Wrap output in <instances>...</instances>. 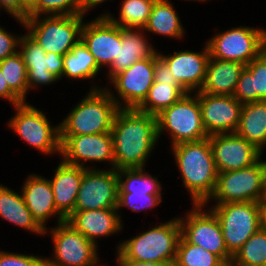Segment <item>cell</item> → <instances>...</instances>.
<instances>
[{"label":"cell","instance_id":"6da1fadb","mask_svg":"<svg viewBox=\"0 0 266 266\" xmlns=\"http://www.w3.org/2000/svg\"><path fill=\"white\" fill-rule=\"evenodd\" d=\"M110 132L114 169L144 168L158 141L157 117L136 108H120Z\"/></svg>","mask_w":266,"mask_h":266},{"label":"cell","instance_id":"7a4b0ae2","mask_svg":"<svg viewBox=\"0 0 266 266\" xmlns=\"http://www.w3.org/2000/svg\"><path fill=\"white\" fill-rule=\"evenodd\" d=\"M171 148L192 203L208 204L218 177L209 137L196 142H183Z\"/></svg>","mask_w":266,"mask_h":266},{"label":"cell","instance_id":"3957f363","mask_svg":"<svg viewBox=\"0 0 266 266\" xmlns=\"http://www.w3.org/2000/svg\"><path fill=\"white\" fill-rule=\"evenodd\" d=\"M91 86L90 92L61 121L60 136L110 132L120 109L106 88Z\"/></svg>","mask_w":266,"mask_h":266},{"label":"cell","instance_id":"277c9868","mask_svg":"<svg viewBox=\"0 0 266 266\" xmlns=\"http://www.w3.org/2000/svg\"><path fill=\"white\" fill-rule=\"evenodd\" d=\"M180 237L181 225L177 217L121 242L117 247V259L175 263Z\"/></svg>","mask_w":266,"mask_h":266},{"label":"cell","instance_id":"5b68a950","mask_svg":"<svg viewBox=\"0 0 266 266\" xmlns=\"http://www.w3.org/2000/svg\"><path fill=\"white\" fill-rule=\"evenodd\" d=\"M84 17L81 14L28 17L23 26L46 53L64 56L81 39Z\"/></svg>","mask_w":266,"mask_h":266},{"label":"cell","instance_id":"8992f818","mask_svg":"<svg viewBox=\"0 0 266 266\" xmlns=\"http://www.w3.org/2000/svg\"><path fill=\"white\" fill-rule=\"evenodd\" d=\"M193 95L187 93L179 101L156 115L158 139L165 130L171 136L172 146L209 137L202 124L198 92Z\"/></svg>","mask_w":266,"mask_h":266},{"label":"cell","instance_id":"52a82bcc","mask_svg":"<svg viewBox=\"0 0 266 266\" xmlns=\"http://www.w3.org/2000/svg\"><path fill=\"white\" fill-rule=\"evenodd\" d=\"M206 43L210 57L246 66L266 49V30L235 27L214 35Z\"/></svg>","mask_w":266,"mask_h":266},{"label":"cell","instance_id":"ba28073f","mask_svg":"<svg viewBox=\"0 0 266 266\" xmlns=\"http://www.w3.org/2000/svg\"><path fill=\"white\" fill-rule=\"evenodd\" d=\"M266 196L265 172L260 159L253 166L218 173L213 195L216 204L259 202Z\"/></svg>","mask_w":266,"mask_h":266},{"label":"cell","instance_id":"9c48e42d","mask_svg":"<svg viewBox=\"0 0 266 266\" xmlns=\"http://www.w3.org/2000/svg\"><path fill=\"white\" fill-rule=\"evenodd\" d=\"M8 126L27 144L46 155L61 154L60 127L51 126L46 115L29 103L15 105Z\"/></svg>","mask_w":266,"mask_h":266},{"label":"cell","instance_id":"30bf717a","mask_svg":"<svg viewBox=\"0 0 266 266\" xmlns=\"http://www.w3.org/2000/svg\"><path fill=\"white\" fill-rule=\"evenodd\" d=\"M210 209L220 222L225 246L232 256L260 229L258 202L215 204Z\"/></svg>","mask_w":266,"mask_h":266},{"label":"cell","instance_id":"8fae6325","mask_svg":"<svg viewBox=\"0 0 266 266\" xmlns=\"http://www.w3.org/2000/svg\"><path fill=\"white\" fill-rule=\"evenodd\" d=\"M53 258H44L49 266H97V244L88 240L66 220L51 229Z\"/></svg>","mask_w":266,"mask_h":266},{"label":"cell","instance_id":"7c38bea8","mask_svg":"<svg viewBox=\"0 0 266 266\" xmlns=\"http://www.w3.org/2000/svg\"><path fill=\"white\" fill-rule=\"evenodd\" d=\"M193 208L186 218H178L181 225V235L191 244L200 246L222 261H232L228 252L220 222L214 212L204 211L205 204H192Z\"/></svg>","mask_w":266,"mask_h":266},{"label":"cell","instance_id":"4fadbf2b","mask_svg":"<svg viewBox=\"0 0 266 266\" xmlns=\"http://www.w3.org/2000/svg\"><path fill=\"white\" fill-rule=\"evenodd\" d=\"M158 57L159 53L154 57L137 61L110 79L118 96L115 97L110 88H105L119 108H137L144 101L154 82V62Z\"/></svg>","mask_w":266,"mask_h":266},{"label":"cell","instance_id":"5bb4252c","mask_svg":"<svg viewBox=\"0 0 266 266\" xmlns=\"http://www.w3.org/2000/svg\"><path fill=\"white\" fill-rule=\"evenodd\" d=\"M118 174L116 169H85L75 211L117 208Z\"/></svg>","mask_w":266,"mask_h":266},{"label":"cell","instance_id":"9a60e30c","mask_svg":"<svg viewBox=\"0 0 266 266\" xmlns=\"http://www.w3.org/2000/svg\"><path fill=\"white\" fill-rule=\"evenodd\" d=\"M60 142V155L65 163L91 169L85 163L89 161L98 163L109 161L110 165H112L111 169H114V147L111 132L92 135L60 136Z\"/></svg>","mask_w":266,"mask_h":266},{"label":"cell","instance_id":"2e32d148","mask_svg":"<svg viewBox=\"0 0 266 266\" xmlns=\"http://www.w3.org/2000/svg\"><path fill=\"white\" fill-rule=\"evenodd\" d=\"M19 53L27 69L28 91L41 85H49L62 78L63 55L45 50L27 33L19 40Z\"/></svg>","mask_w":266,"mask_h":266},{"label":"cell","instance_id":"e0dca14e","mask_svg":"<svg viewBox=\"0 0 266 266\" xmlns=\"http://www.w3.org/2000/svg\"><path fill=\"white\" fill-rule=\"evenodd\" d=\"M218 173L240 170L256 164L262 151L236 133L209 136Z\"/></svg>","mask_w":266,"mask_h":266},{"label":"cell","instance_id":"ac0fdd59","mask_svg":"<svg viewBox=\"0 0 266 266\" xmlns=\"http://www.w3.org/2000/svg\"><path fill=\"white\" fill-rule=\"evenodd\" d=\"M198 99L202 124L208 136L236 132L243 104L234 96L198 92Z\"/></svg>","mask_w":266,"mask_h":266},{"label":"cell","instance_id":"d6986e66","mask_svg":"<svg viewBox=\"0 0 266 266\" xmlns=\"http://www.w3.org/2000/svg\"><path fill=\"white\" fill-rule=\"evenodd\" d=\"M81 40L94 56L98 66L109 67L118 56L121 45V27L111 22L107 17L83 23Z\"/></svg>","mask_w":266,"mask_h":266},{"label":"cell","instance_id":"ffe728a7","mask_svg":"<svg viewBox=\"0 0 266 266\" xmlns=\"http://www.w3.org/2000/svg\"><path fill=\"white\" fill-rule=\"evenodd\" d=\"M203 51V52H202ZM201 52L179 51L174 54L159 57L168 65L177 82L188 92H199L203 85L206 67L210 57L207 43ZM195 89V90H194ZM198 89V90H197Z\"/></svg>","mask_w":266,"mask_h":266},{"label":"cell","instance_id":"44dd1931","mask_svg":"<svg viewBox=\"0 0 266 266\" xmlns=\"http://www.w3.org/2000/svg\"><path fill=\"white\" fill-rule=\"evenodd\" d=\"M36 175H28L20 192L33 218L46 233L48 232L45 226L47 219L53 217V215L55 217L58 215L56 223H61L66 218L56 208L49 179Z\"/></svg>","mask_w":266,"mask_h":266},{"label":"cell","instance_id":"7402d4cb","mask_svg":"<svg viewBox=\"0 0 266 266\" xmlns=\"http://www.w3.org/2000/svg\"><path fill=\"white\" fill-rule=\"evenodd\" d=\"M118 211L117 208L74 211L66 221L97 244V238L109 237L124 228Z\"/></svg>","mask_w":266,"mask_h":266},{"label":"cell","instance_id":"603a6c76","mask_svg":"<svg viewBox=\"0 0 266 266\" xmlns=\"http://www.w3.org/2000/svg\"><path fill=\"white\" fill-rule=\"evenodd\" d=\"M85 168L65 163L57 166L49 179L57 210L67 219L74 211Z\"/></svg>","mask_w":266,"mask_h":266},{"label":"cell","instance_id":"cb8c5ba5","mask_svg":"<svg viewBox=\"0 0 266 266\" xmlns=\"http://www.w3.org/2000/svg\"><path fill=\"white\" fill-rule=\"evenodd\" d=\"M148 43L143 29L121 28V45L118 56L108 67L107 78L110 79L129 68L135 62L154 57L158 52Z\"/></svg>","mask_w":266,"mask_h":266},{"label":"cell","instance_id":"d4e9b609","mask_svg":"<svg viewBox=\"0 0 266 266\" xmlns=\"http://www.w3.org/2000/svg\"><path fill=\"white\" fill-rule=\"evenodd\" d=\"M246 66L236 61H224L209 57L206 75L199 92L233 96L237 82Z\"/></svg>","mask_w":266,"mask_h":266},{"label":"cell","instance_id":"484cf974","mask_svg":"<svg viewBox=\"0 0 266 266\" xmlns=\"http://www.w3.org/2000/svg\"><path fill=\"white\" fill-rule=\"evenodd\" d=\"M233 96L241 104L266 100V49L246 65Z\"/></svg>","mask_w":266,"mask_h":266},{"label":"cell","instance_id":"4316f807","mask_svg":"<svg viewBox=\"0 0 266 266\" xmlns=\"http://www.w3.org/2000/svg\"><path fill=\"white\" fill-rule=\"evenodd\" d=\"M0 217L24 230L45 235V230L36 222L27 208L22 194L0 184Z\"/></svg>","mask_w":266,"mask_h":266},{"label":"cell","instance_id":"83f0119b","mask_svg":"<svg viewBox=\"0 0 266 266\" xmlns=\"http://www.w3.org/2000/svg\"><path fill=\"white\" fill-rule=\"evenodd\" d=\"M235 133L263 152L266 145V100L243 104Z\"/></svg>","mask_w":266,"mask_h":266},{"label":"cell","instance_id":"f1b7e54d","mask_svg":"<svg viewBox=\"0 0 266 266\" xmlns=\"http://www.w3.org/2000/svg\"><path fill=\"white\" fill-rule=\"evenodd\" d=\"M172 4L168 0H155L148 22L143 30L169 38L180 39L183 37L185 29H183Z\"/></svg>","mask_w":266,"mask_h":266},{"label":"cell","instance_id":"f546056e","mask_svg":"<svg viewBox=\"0 0 266 266\" xmlns=\"http://www.w3.org/2000/svg\"><path fill=\"white\" fill-rule=\"evenodd\" d=\"M94 56L80 39L74 47L64 55L62 77L71 79H92L100 72Z\"/></svg>","mask_w":266,"mask_h":266},{"label":"cell","instance_id":"4dcf8cb0","mask_svg":"<svg viewBox=\"0 0 266 266\" xmlns=\"http://www.w3.org/2000/svg\"><path fill=\"white\" fill-rule=\"evenodd\" d=\"M144 170V168L117 170L119 193L162 195L161 182L157 181V177L146 173Z\"/></svg>","mask_w":266,"mask_h":266},{"label":"cell","instance_id":"1f68e13d","mask_svg":"<svg viewBox=\"0 0 266 266\" xmlns=\"http://www.w3.org/2000/svg\"><path fill=\"white\" fill-rule=\"evenodd\" d=\"M187 93L181 85L153 82L146 98L136 109L156 116L163 109L179 101Z\"/></svg>","mask_w":266,"mask_h":266},{"label":"cell","instance_id":"d6a6232c","mask_svg":"<svg viewBox=\"0 0 266 266\" xmlns=\"http://www.w3.org/2000/svg\"><path fill=\"white\" fill-rule=\"evenodd\" d=\"M155 0H123L119 18H114L111 13L101 14L121 28L144 29L146 26Z\"/></svg>","mask_w":266,"mask_h":266},{"label":"cell","instance_id":"836d02e7","mask_svg":"<svg viewBox=\"0 0 266 266\" xmlns=\"http://www.w3.org/2000/svg\"><path fill=\"white\" fill-rule=\"evenodd\" d=\"M0 70L4 74L9 88L23 101L28 93L27 69L19 51L0 61Z\"/></svg>","mask_w":266,"mask_h":266},{"label":"cell","instance_id":"e575fe53","mask_svg":"<svg viewBox=\"0 0 266 266\" xmlns=\"http://www.w3.org/2000/svg\"><path fill=\"white\" fill-rule=\"evenodd\" d=\"M266 263V231L259 229L234 254L233 266H264Z\"/></svg>","mask_w":266,"mask_h":266},{"label":"cell","instance_id":"d590c367","mask_svg":"<svg viewBox=\"0 0 266 266\" xmlns=\"http://www.w3.org/2000/svg\"><path fill=\"white\" fill-rule=\"evenodd\" d=\"M222 260L206 249L189 243L182 235L174 266H218Z\"/></svg>","mask_w":266,"mask_h":266},{"label":"cell","instance_id":"8d00e7d4","mask_svg":"<svg viewBox=\"0 0 266 266\" xmlns=\"http://www.w3.org/2000/svg\"><path fill=\"white\" fill-rule=\"evenodd\" d=\"M81 0H38L37 4L28 12V17H37L42 14L77 15L80 11Z\"/></svg>","mask_w":266,"mask_h":266},{"label":"cell","instance_id":"74e56055","mask_svg":"<svg viewBox=\"0 0 266 266\" xmlns=\"http://www.w3.org/2000/svg\"><path fill=\"white\" fill-rule=\"evenodd\" d=\"M162 201V195H144L133 193H119L117 209L128 207L133 212L141 211L147 208L152 209L158 206Z\"/></svg>","mask_w":266,"mask_h":266},{"label":"cell","instance_id":"f35d334b","mask_svg":"<svg viewBox=\"0 0 266 266\" xmlns=\"http://www.w3.org/2000/svg\"><path fill=\"white\" fill-rule=\"evenodd\" d=\"M44 258L0 250V266H37Z\"/></svg>","mask_w":266,"mask_h":266},{"label":"cell","instance_id":"ab89813d","mask_svg":"<svg viewBox=\"0 0 266 266\" xmlns=\"http://www.w3.org/2000/svg\"><path fill=\"white\" fill-rule=\"evenodd\" d=\"M20 38L21 36H14L0 27V61L18 51Z\"/></svg>","mask_w":266,"mask_h":266},{"label":"cell","instance_id":"60d3db41","mask_svg":"<svg viewBox=\"0 0 266 266\" xmlns=\"http://www.w3.org/2000/svg\"><path fill=\"white\" fill-rule=\"evenodd\" d=\"M154 82L180 85L172 75V71L168 68V65L160 57L154 62Z\"/></svg>","mask_w":266,"mask_h":266},{"label":"cell","instance_id":"b9f144b4","mask_svg":"<svg viewBox=\"0 0 266 266\" xmlns=\"http://www.w3.org/2000/svg\"><path fill=\"white\" fill-rule=\"evenodd\" d=\"M0 4L8 14L24 25L29 11L22 5L21 0H0Z\"/></svg>","mask_w":266,"mask_h":266},{"label":"cell","instance_id":"7bdbcfd3","mask_svg":"<svg viewBox=\"0 0 266 266\" xmlns=\"http://www.w3.org/2000/svg\"><path fill=\"white\" fill-rule=\"evenodd\" d=\"M0 98L8 100L13 106L23 103V101L9 88L5 81L4 74L0 70Z\"/></svg>","mask_w":266,"mask_h":266},{"label":"cell","instance_id":"ee69618b","mask_svg":"<svg viewBox=\"0 0 266 266\" xmlns=\"http://www.w3.org/2000/svg\"><path fill=\"white\" fill-rule=\"evenodd\" d=\"M118 266H174V263L166 262H142L131 259H117Z\"/></svg>","mask_w":266,"mask_h":266},{"label":"cell","instance_id":"f6af8a7d","mask_svg":"<svg viewBox=\"0 0 266 266\" xmlns=\"http://www.w3.org/2000/svg\"><path fill=\"white\" fill-rule=\"evenodd\" d=\"M260 229L266 231V196L258 202Z\"/></svg>","mask_w":266,"mask_h":266},{"label":"cell","instance_id":"bcb514c9","mask_svg":"<svg viewBox=\"0 0 266 266\" xmlns=\"http://www.w3.org/2000/svg\"><path fill=\"white\" fill-rule=\"evenodd\" d=\"M107 0H81V4H80V11H81V15H85L87 13V11L96 6H98V4H101L103 2H105Z\"/></svg>","mask_w":266,"mask_h":266},{"label":"cell","instance_id":"7dc6e473","mask_svg":"<svg viewBox=\"0 0 266 266\" xmlns=\"http://www.w3.org/2000/svg\"><path fill=\"white\" fill-rule=\"evenodd\" d=\"M22 5L30 11L38 2V0H21Z\"/></svg>","mask_w":266,"mask_h":266},{"label":"cell","instance_id":"c3c4849f","mask_svg":"<svg viewBox=\"0 0 266 266\" xmlns=\"http://www.w3.org/2000/svg\"><path fill=\"white\" fill-rule=\"evenodd\" d=\"M218 266H233L232 261H222Z\"/></svg>","mask_w":266,"mask_h":266},{"label":"cell","instance_id":"681fc988","mask_svg":"<svg viewBox=\"0 0 266 266\" xmlns=\"http://www.w3.org/2000/svg\"><path fill=\"white\" fill-rule=\"evenodd\" d=\"M37 266H49L45 259H43Z\"/></svg>","mask_w":266,"mask_h":266},{"label":"cell","instance_id":"f907efd6","mask_svg":"<svg viewBox=\"0 0 266 266\" xmlns=\"http://www.w3.org/2000/svg\"><path fill=\"white\" fill-rule=\"evenodd\" d=\"M264 166V172H265V190H266V161H262Z\"/></svg>","mask_w":266,"mask_h":266},{"label":"cell","instance_id":"816d5d0a","mask_svg":"<svg viewBox=\"0 0 266 266\" xmlns=\"http://www.w3.org/2000/svg\"><path fill=\"white\" fill-rule=\"evenodd\" d=\"M188 1H189V0H188ZM190 1H192V0H190ZM193 1H194V0H193ZM195 1H196V0H195ZM197 1H201V2L204 1V2H205L206 0H197Z\"/></svg>","mask_w":266,"mask_h":266}]
</instances>
